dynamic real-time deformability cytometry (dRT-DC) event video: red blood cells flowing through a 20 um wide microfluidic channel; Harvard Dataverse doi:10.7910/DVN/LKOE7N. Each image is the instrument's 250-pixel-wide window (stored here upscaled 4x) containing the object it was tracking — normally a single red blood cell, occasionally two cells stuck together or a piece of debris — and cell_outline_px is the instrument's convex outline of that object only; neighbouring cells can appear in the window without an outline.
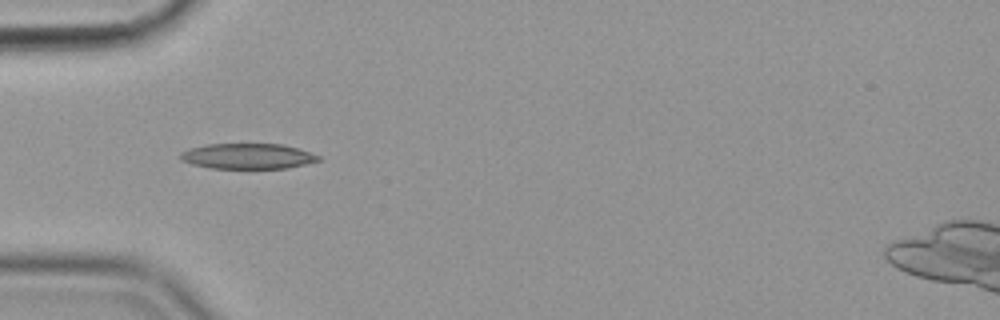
{"species": "common noctule bat (a hibernating species)", "species_latin": "Nyctalus noctula", "temperature_condition": "cold", "stored_images_in_passage": 39, "camera_frame_rate_fps": 3000, "um_per_image_px": 0.085, "animal": {"sex": "female", "body_mass_g": 19.9}, "frame": {"image": 1, "passage_image": 1, "time_ms": 0.0, "image_size_px": [1000, 320], "cell_outline_px": [[320, 160], [288, 168], [208, 168], [192, 164], [180, 160], [180, 152], [188, 148], [208, 144], [284, 144], [320, 156]], "centroid_in_image_um": [21.0, 13.27], "position_along_channel_um": 64.0, "area_um2": 20.4}}
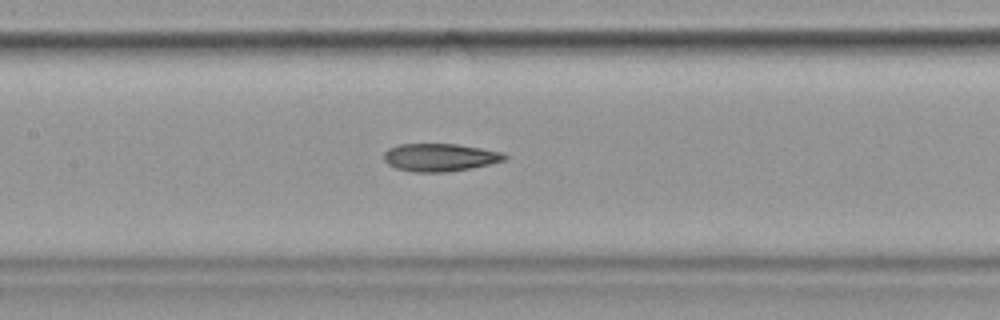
{"frame": {"image": 2, "passage_image": 10, "time_ms": 3.0, "image_size_px": [1000, 320], "cell_outline_px": [[508, 156], [504, 160], [472, 168], [448, 172], [412, 172], [396, 168], [388, 164], [384, 160], [384, 152], [388, 148], [400, 144], [456, 144], [504, 152]], "centroid_in_image_um": [37.38, 13.38], "position_along_channel_um": 170.0, "area_um2": 19.59}}
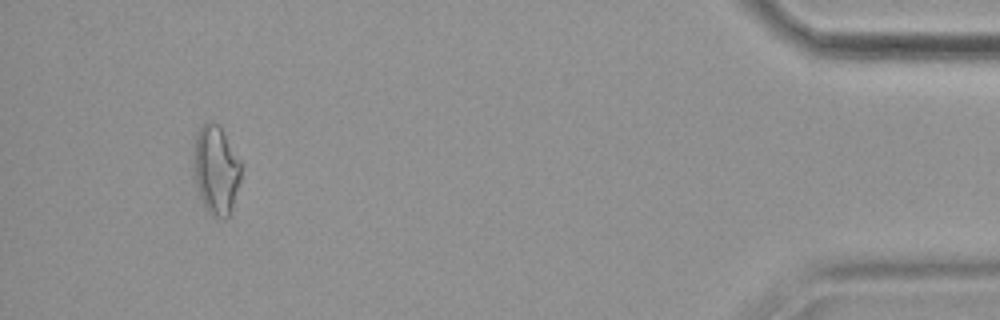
{"frame": {"image": 3, "passage_image": 36, "time_ms": 11.667, "image_size_px": [1000, 320], "cell_outline_px": [[244, 164], [240, 180], [228, 216], [224, 220], [212, 216], [208, 212], [200, 196], [192, 172], [192, 156], [196, 136], [200, 128], [204, 124], [212, 120], [220, 128]], "centroid_in_image_um": [18.35, 14.44], "position_along_channel_um": 416.8, "area_um2": 24.74}, "authors_computed_cell_mechanics": {"area_um2": 19.7676, "velocity_mm_per_s": 3.5881, "shape_relaxation_time_tau1_ms": 7.0766, "shape_relaxation_time_tau2_ms": 3.9569, "deformation_change_tau1": 0.2124, "deformation_change_tau2": 0.1397}}